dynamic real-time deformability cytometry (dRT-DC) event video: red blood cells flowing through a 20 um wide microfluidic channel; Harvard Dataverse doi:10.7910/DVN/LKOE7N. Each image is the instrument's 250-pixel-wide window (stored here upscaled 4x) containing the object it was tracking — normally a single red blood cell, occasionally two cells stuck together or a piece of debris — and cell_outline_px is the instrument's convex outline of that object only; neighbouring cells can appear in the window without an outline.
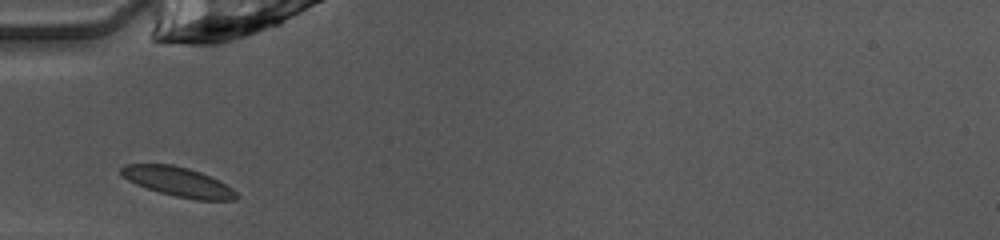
{"species": "common noctule bat (a hibernating species)", "species_latin": "Nyctalus noctula", "temperature_condition": "warm", "stored_images_in_passage": 26, "camera_frame_rate_fps": 3000, "um_per_image_px": 0.085, "animal": {"sex": "female", "body_mass_g": 10.0, "forearm_length_mm": 53.1}, "frame": {"image": 1, "passage_image": 1, "time_ms": 0.0, "image_size_px": [1000, 240], "cell_outline_px": [[240, 196], [236, 200], [196, 200], [176, 196], [160, 192], [136, 184], [120, 176], [120, 168], [128, 164], [172, 164], [188, 168], [200, 172], [220, 180], [232, 188]], "centroid_in_image_um": [15.17, 15.45], "position_along_channel_um": 69.8, "area_um2": 19.83}}
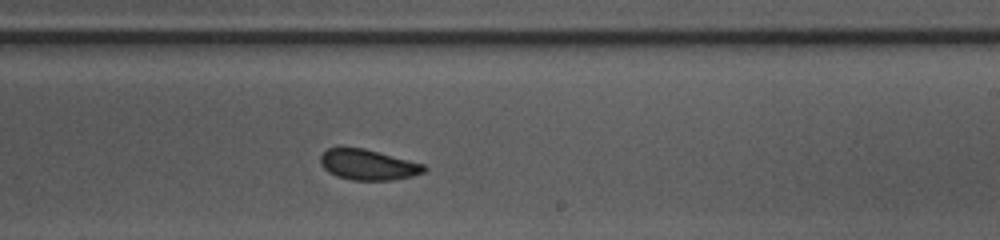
{"frame": {"image": 2, "passage_image": 15, "time_ms": 4.667, "image_size_px": [1000, 240], "cell_outline_px": [[428, 168], [424, 172], [412, 176], [392, 180], [352, 180], [336, 176], [328, 172], [320, 164], [320, 156], [328, 148], [364, 148], [424, 164]], "centroid_in_image_um": [31.28, 14.01], "position_along_channel_um": 257.7, "area_um2": 18.38}}
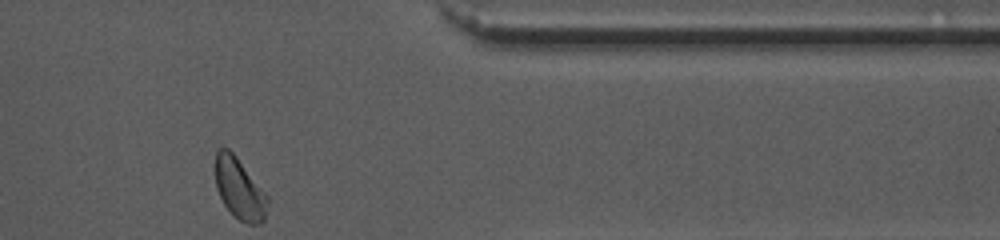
{"frame": {"image": 3, "passage_image": 26, "time_ms": 8.333, "image_size_px": [1000, 240], "cell_outline_px": [[268, 204], [264, 220], [260, 224], [248, 224], [240, 220], [224, 204], [216, 188], [216, 152], [220, 148], [228, 148], [236, 156], [268, 196]], "centroid_in_image_um": [20.37, 16.05], "position_along_channel_um": 391.0, "area_um2": 18.26}, "authors_computed_cell_mechanics": {"area_um2": 18.8428, "velocity_mm_per_s": 4.0152, "shape_relaxation_time_tau1_ms": 2.3803, "shape_relaxation_time_tau2_ms": null, "deformation_change_tau1": 0.0796, "deformation_change_tau2": null}}